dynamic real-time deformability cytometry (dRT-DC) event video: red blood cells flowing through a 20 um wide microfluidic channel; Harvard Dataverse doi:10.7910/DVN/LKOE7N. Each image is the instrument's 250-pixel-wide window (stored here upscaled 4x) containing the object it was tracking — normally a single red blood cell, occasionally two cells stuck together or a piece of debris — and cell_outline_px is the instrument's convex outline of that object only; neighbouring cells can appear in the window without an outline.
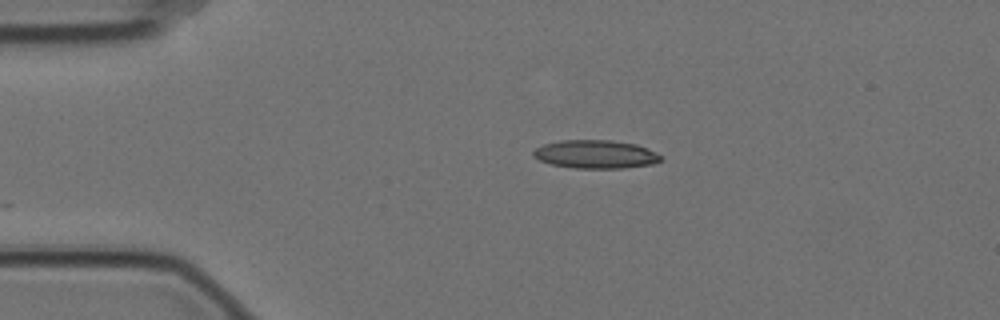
{"species": "Egyptian fruit bat (a non-hibernating species)", "species_latin": "Rousettus aegyptiacus", "temperature_condition": "cold", "stored_images_in_passage": 47, "camera_frame_rate_fps": 3000, "um_per_image_px": 0.085, "animal": {"sex": "female"}, "frame": {"image": 1, "passage_image": 1, "time_ms": 0.0, "image_size_px": [1000, 320], "cell_outline_px": [[664, 160], [656, 164], [624, 168], [572, 168], [552, 164], [540, 160], [532, 156], [532, 152], [536, 148], [544, 144], [560, 140], [612, 140], [636, 144], [656, 152], [664, 156]], "centroid_in_image_um": [50.68, 13.12], "position_along_channel_um": 34.3, "area_um2": 21.33}}
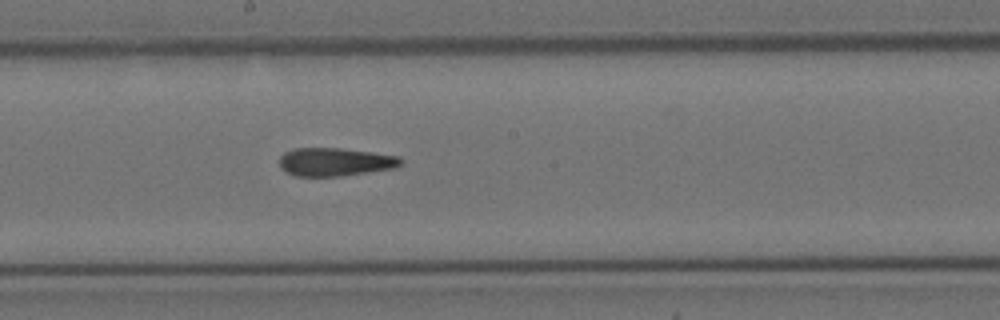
{"frame": {"image": 2, "passage_image": 20, "time_ms": 6.333, "image_size_px": [1000, 320], "cell_outline_px": [[404, 164], [396, 168], [340, 176], [296, 176], [280, 168], [280, 156], [284, 152], [292, 148], [340, 148], [372, 152], [400, 156], [404, 160]], "centroid_in_image_um": [28.52, 13.75], "position_along_channel_um": 219.7, "area_um2": 20.17}}
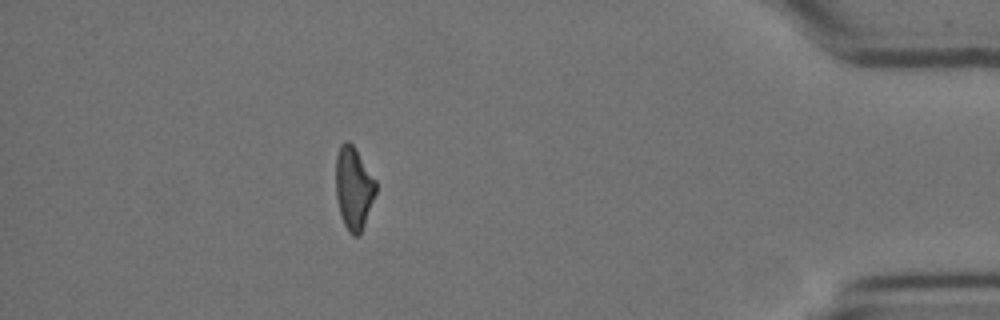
{"frame": {"image": 3, "passage_image": 40, "time_ms": 13.0, "image_size_px": [1000, 320], "cell_outline_px": [[376, 192], [364, 224], [360, 232], [356, 236], [352, 236], [348, 232], [340, 216], [336, 196], [336, 156], [340, 144], [344, 140], [348, 140], [356, 148], [376, 180]], "centroid_in_image_um": [30.05, 15.95], "position_along_channel_um": 405.2, "area_um2": 19.36}, "authors_computed_cell_mechanics": {"area_um2": 20.2878, "velocity_mm_per_s": 3.5117, "shape_relaxation_time_tau1_ms": null, "shape_relaxation_time_tau2_ms": 3.5029, "deformation_change_tau1": null, "deformation_change_tau2": 0.1455}}